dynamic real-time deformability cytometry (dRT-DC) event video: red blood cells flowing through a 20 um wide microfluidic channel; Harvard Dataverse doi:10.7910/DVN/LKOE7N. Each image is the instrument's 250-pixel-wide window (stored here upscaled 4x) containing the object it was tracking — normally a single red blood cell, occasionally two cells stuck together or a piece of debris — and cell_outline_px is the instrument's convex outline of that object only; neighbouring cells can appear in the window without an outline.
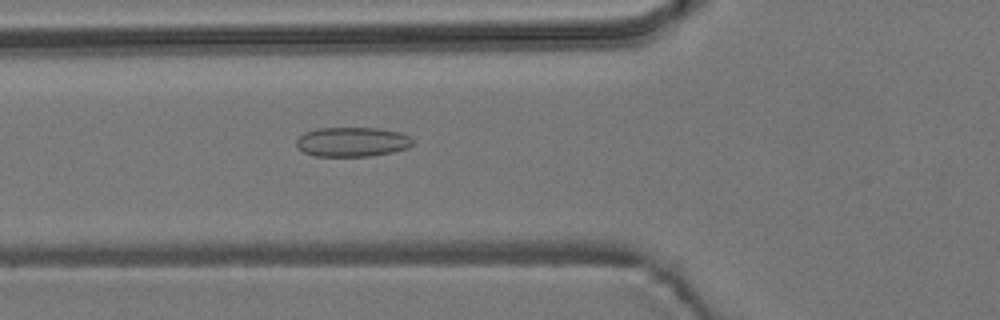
{"species": "common noctule bat (a hibernating species)", "species_latin": "Nyctalus noctula", "temperature_condition": "room temperature", "stored_images_in_passage": 6, "camera_frame_rate_fps": 3000, "um_per_image_px": 0.085, "animal": {"sex": "male", "body_mass_g": 19.2, "forearm_length_mm": 51.8}, "frame": {"image": 1, "passage_image": 6, "time_ms": 1.667, "image_size_px": [1000, 320], "cell_outline_px": [[412, 144], [408, 148], [392, 152], [372, 156], [316, 156], [304, 152], [296, 144], [296, 140], [304, 132], [316, 128], [380, 128], [400, 132], [408, 136], [412, 140]], "centroid_in_image_um": [29.94, 12.05], "position_along_channel_um": 95.9, "area_um2": 20.0}}